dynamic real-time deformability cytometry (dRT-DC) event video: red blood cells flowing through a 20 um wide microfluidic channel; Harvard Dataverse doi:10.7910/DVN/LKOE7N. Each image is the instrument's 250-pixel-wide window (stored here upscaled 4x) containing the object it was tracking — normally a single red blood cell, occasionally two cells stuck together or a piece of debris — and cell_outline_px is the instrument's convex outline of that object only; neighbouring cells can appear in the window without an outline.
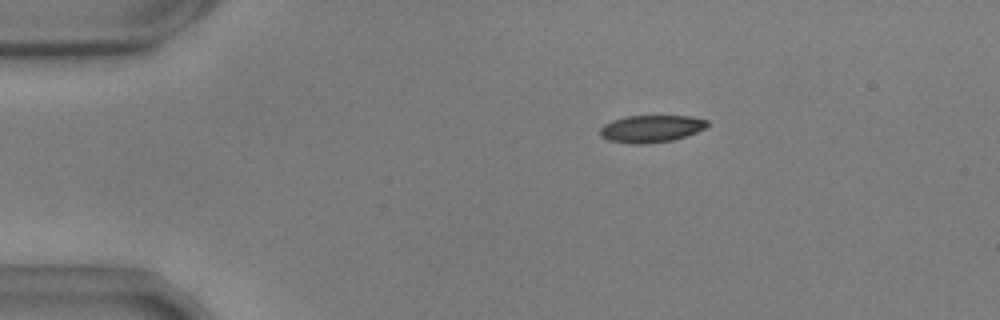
{"species": "common noctule bat (a hibernating species)", "species_latin": "Nyctalus noctula", "temperature_condition": "warm", "stored_images_in_passage": 47, "camera_frame_rate_fps": 3000, "um_per_image_px": 0.085, "animal": {"sex": "male", "body_mass_g": 17.9, "forearm_length_mm": 54.2}, "frame": {"image": 1, "passage_image": 2, "time_ms": 0.333, "image_size_px": [1000, 320], "cell_outline_px": [[708, 124], [704, 128], [688, 136], [672, 140], [644, 144], [628, 144], [608, 140], [600, 136], [600, 128], [604, 124], [612, 120], [628, 116], [692, 116], [708, 120]], "centroid_in_image_um": [55.33, 10.94], "position_along_channel_um": 29.7, "area_um2": 17.11}}
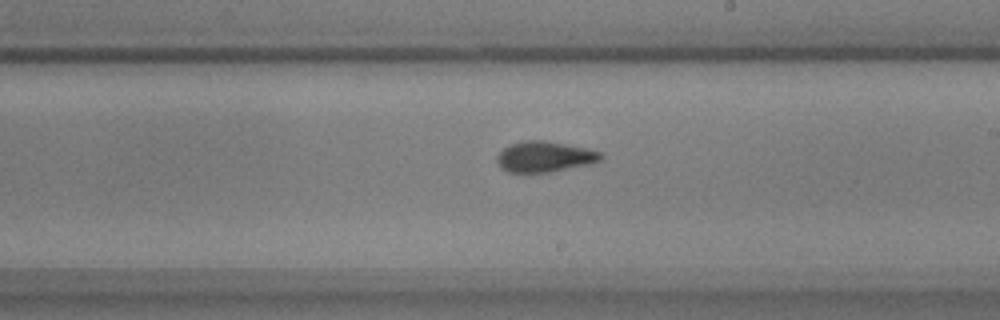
{"frame": {"image": 2, "passage_image": 24, "time_ms": 7.667, "image_size_px": [1000, 320], "cell_outline_px": [[604, 156], [600, 160], [592, 164], [552, 172], [508, 172], [500, 168], [496, 160], [496, 156], [504, 148], [512, 144], [524, 140], [544, 140], [584, 148], [600, 152]], "centroid_in_image_um": [46.28, 13.33], "position_along_channel_um": 242.7, "area_um2": 18.55}}
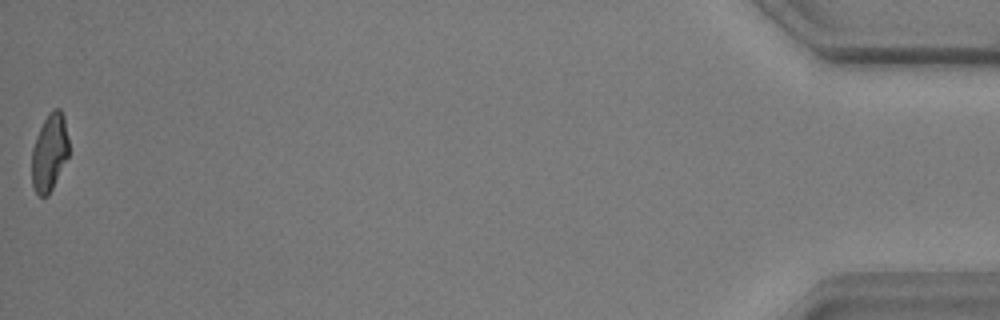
{"frame": {"image": 3, "passage_image": 47, "time_ms": 15.333, "image_size_px": [1000, 320], "cell_outline_px": [[68, 156], [48, 196], [40, 196], [36, 192], [32, 184], [32, 148], [36, 136], [48, 112], [52, 108], [60, 108], [64, 116], [68, 140]], "centroid_in_image_um": [4.2, 12.92], "position_along_channel_um": 431.0, "area_um2": 16.59}, "authors_computed_cell_mechanics": {"area_um2": 18.0336, "velocity_mm_per_s": 3.6726, "shape_relaxation_time_tau1_ms": 6.3872, "shape_relaxation_time_tau2_ms": 1.71, "deformation_change_tau1": 0.1675, "deformation_change_tau2": 0.0789}}